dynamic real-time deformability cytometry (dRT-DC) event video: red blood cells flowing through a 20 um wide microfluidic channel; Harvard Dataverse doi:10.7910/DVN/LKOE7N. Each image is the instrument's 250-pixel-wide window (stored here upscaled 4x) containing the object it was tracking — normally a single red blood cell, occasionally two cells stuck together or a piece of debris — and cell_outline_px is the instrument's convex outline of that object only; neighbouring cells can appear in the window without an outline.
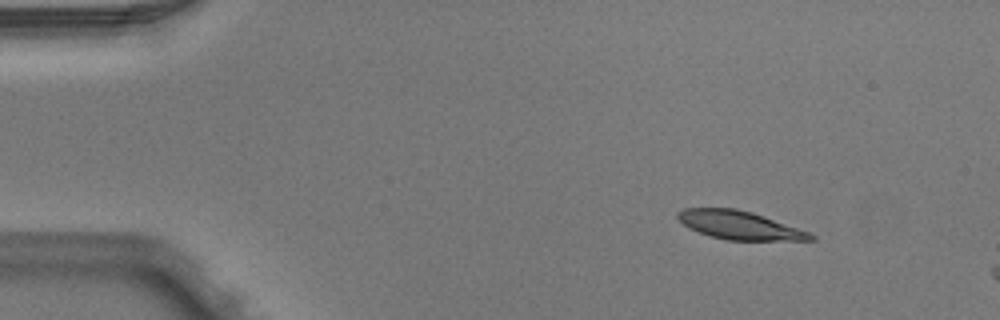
{"species": "Egyptian fruit bat (a non-hibernating species)", "species_latin": "Rousettus aegyptiacus", "temperature_condition": "warm", "stored_images_in_passage": 3, "camera_frame_rate_fps": 3000, "um_per_image_px": 0.085, "animal": {"sex": "male"}, "frame": {"image": 1, "passage_image": 1, "time_ms": 0.0, "image_size_px": [1000, 320], "cell_outline_px": [[816, 240], [724, 240], [688, 228], [676, 216], [676, 212], [684, 208], [736, 208], [752, 212], [808, 232], [816, 236]], "centroid_in_image_um": [62.83, 19.14], "position_along_channel_um": 22.2, "area_um2": 21.73}}